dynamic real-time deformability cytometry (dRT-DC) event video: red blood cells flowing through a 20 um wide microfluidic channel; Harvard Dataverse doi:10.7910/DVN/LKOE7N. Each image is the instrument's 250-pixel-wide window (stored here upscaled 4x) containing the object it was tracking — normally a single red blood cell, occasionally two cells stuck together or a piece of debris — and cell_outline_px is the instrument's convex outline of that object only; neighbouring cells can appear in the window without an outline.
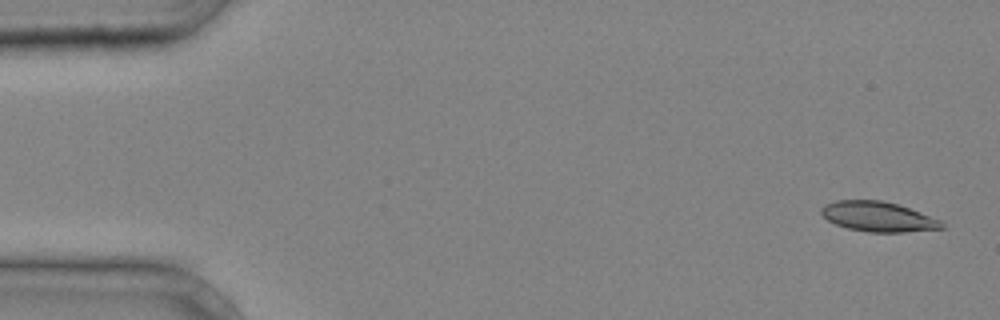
{"species": "common noctule bat (a hibernating species)", "species_latin": "Nyctalus noctula", "temperature_condition": "cold", "stored_images_in_passage": 39, "camera_frame_rate_fps": 3000, "um_per_image_px": 0.085, "animal": {"sex": "male", "body_mass_g": 20.4}, "frame": {"image": 1, "passage_image": 1, "time_ms": 0.0, "image_size_px": [1000, 320], "cell_outline_px": [[944, 228], [904, 232], [868, 232], [848, 228], [836, 224], [828, 220], [820, 212], [820, 208], [824, 204], [836, 200], [884, 200], [908, 208], [940, 220], [944, 224]], "centroid_in_image_um": [74.6, 18.41], "position_along_channel_um": 10.4, "area_um2": 20.87}}
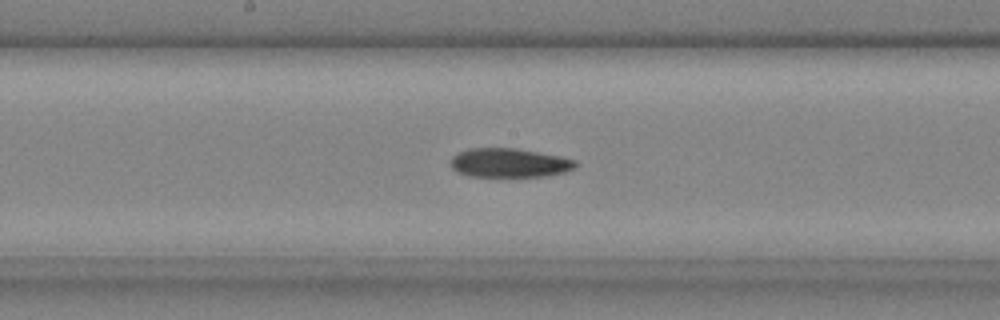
{"frame": {"image": 2, "passage_image": 21, "time_ms": 6.667, "image_size_px": [1000, 320], "cell_outline_px": [[576, 164], [572, 168], [564, 172], [544, 176], [468, 176], [452, 168], [452, 156], [468, 148], [516, 148], [560, 156], [576, 160]], "centroid_in_image_um": [43.28, 13.83], "position_along_channel_um": 204.9, "area_um2": 20.81}}
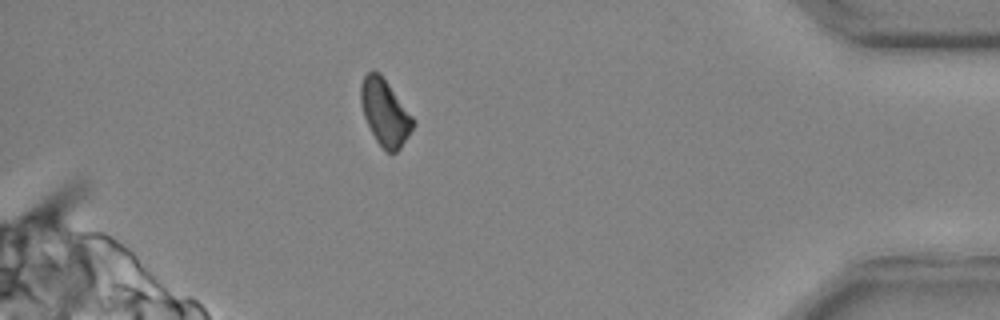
{"frame": {"image": 3, "passage_image": 36, "time_ms": 11.667, "image_size_px": [1000, 320], "cell_outline_px": [[416, 124], [400, 148], [396, 152], [388, 152], [376, 140], [364, 116], [360, 100], [360, 84], [364, 76], [372, 68], [380, 72], [416, 120]], "centroid_in_image_um": [32.73, 9.51], "position_along_channel_um": 402.5, "area_um2": 20.23}}